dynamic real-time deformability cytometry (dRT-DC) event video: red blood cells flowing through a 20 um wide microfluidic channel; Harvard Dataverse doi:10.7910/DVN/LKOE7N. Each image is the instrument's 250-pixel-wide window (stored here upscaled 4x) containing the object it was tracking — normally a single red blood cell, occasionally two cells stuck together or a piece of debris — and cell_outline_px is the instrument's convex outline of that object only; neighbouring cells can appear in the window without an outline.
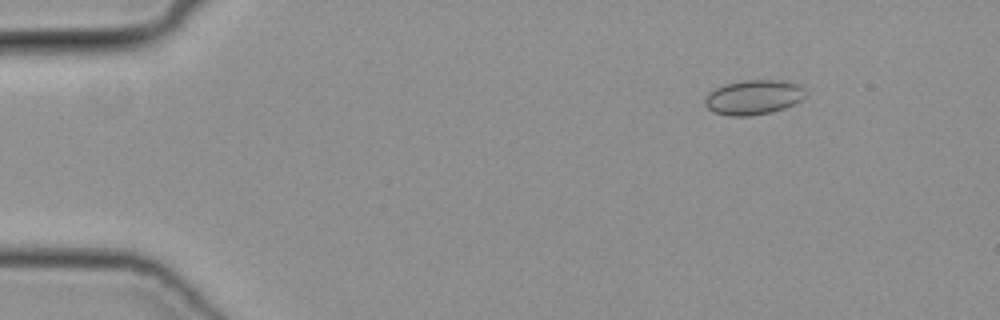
{"species": "common noctule bat (a hibernating species)", "species_latin": "Nyctalus noctula", "temperature_condition": "cold", "stored_images_in_passage": 8, "camera_frame_rate_fps": 3000, "um_per_image_px": 0.085, "animal": {"sex": "female", "body_mass_g": 19.3, "forearm_length_mm": 54.1}, "frame": {"image": 1, "passage_image": 3, "time_ms": 0.667, "image_size_px": [1000, 320], "cell_outline_px": [[804, 96], [800, 100], [784, 108], [772, 112], [752, 116], [728, 116], [712, 112], [704, 104], [704, 100], [708, 92], [724, 84], [748, 80], [784, 80], [800, 84], [804, 88]], "centroid_in_image_um": [64.02, 8.27], "position_along_channel_um": 21.0, "area_um2": 20.46}}